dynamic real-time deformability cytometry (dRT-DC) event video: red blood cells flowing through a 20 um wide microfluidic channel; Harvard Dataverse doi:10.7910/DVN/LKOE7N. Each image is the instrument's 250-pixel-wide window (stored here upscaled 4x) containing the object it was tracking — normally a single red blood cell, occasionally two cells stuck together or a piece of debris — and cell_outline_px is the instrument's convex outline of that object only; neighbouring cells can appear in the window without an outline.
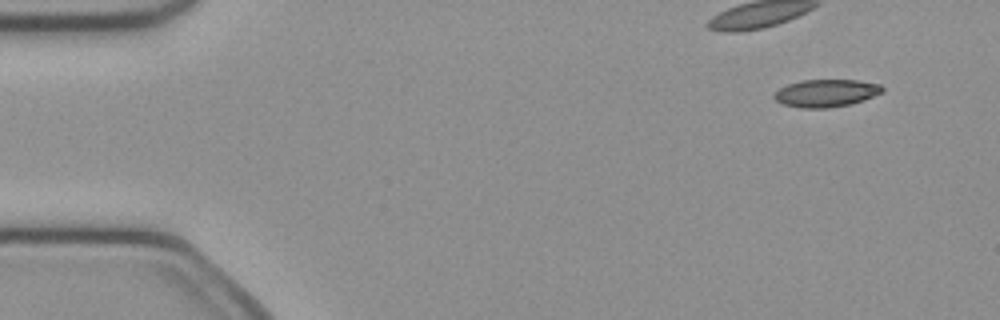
{"species": "common noctule bat (a hibernating species)", "species_latin": "Nyctalus noctula", "temperature_condition": "cold", "stored_images_in_passage": 11, "camera_frame_rate_fps": 3000, "um_per_image_px": 0.085, "animal": {"sex": "female", "body_mass_g": 21.9}, "frame": {"image": 1, "passage_image": 1, "time_ms": 0.0, "image_size_px": [1000, 320], "cell_outline_px": [[884, 92], [864, 100], [852, 104], [828, 108], [800, 108], [784, 104], [776, 100], [772, 96], [780, 88], [788, 84], [800, 80], [856, 80], [880, 84], [884, 88]], "centroid_in_image_um": [70.24, 7.92], "position_along_channel_um": 14.8, "area_um2": 17.46}}